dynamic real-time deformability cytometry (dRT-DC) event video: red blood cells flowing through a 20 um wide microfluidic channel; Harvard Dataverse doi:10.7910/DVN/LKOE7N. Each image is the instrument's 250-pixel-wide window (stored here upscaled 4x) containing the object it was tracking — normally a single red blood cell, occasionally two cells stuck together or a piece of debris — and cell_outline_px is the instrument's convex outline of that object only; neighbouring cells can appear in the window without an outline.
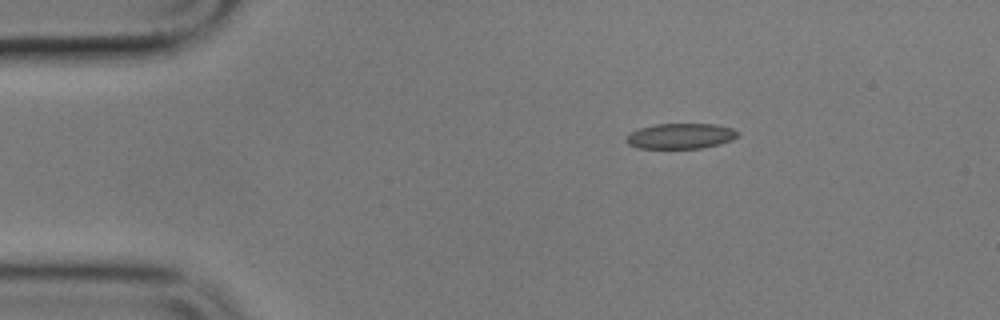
{"species": "common noctule bat (a hibernating species)", "species_latin": "Nyctalus noctula", "temperature_condition": "cold", "stored_images_in_passage": 3, "camera_frame_rate_fps": 3000, "um_per_image_px": 0.085, "animal": {"sex": "male", "body_mass_g": 17.9}, "frame": {"image": 1, "passage_image": 1, "time_ms": 0.0, "image_size_px": [1000, 320], "cell_outline_px": [[740, 136], [732, 140], [720, 144], [704, 148], [636, 148], [628, 144], [624, 140], [632, 132], [640, 128], [656, 124], [716, 124], [732, 128], [740, 132]], "centroid_in_image_um": [57.9, 11.57], "position_along_channel_um": 27.1, "area_um2": 16.65}}